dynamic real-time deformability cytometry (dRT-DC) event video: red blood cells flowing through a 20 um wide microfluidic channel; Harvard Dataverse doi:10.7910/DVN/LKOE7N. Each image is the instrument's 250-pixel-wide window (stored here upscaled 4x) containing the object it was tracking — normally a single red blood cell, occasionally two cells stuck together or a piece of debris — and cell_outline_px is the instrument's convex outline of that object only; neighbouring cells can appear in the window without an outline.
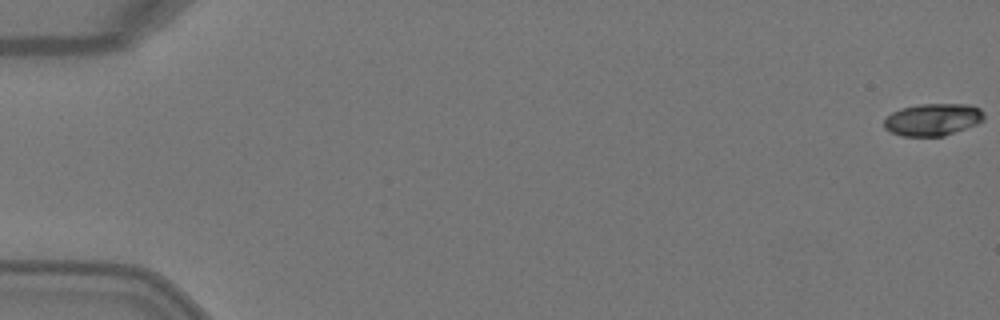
{"species": "Egyptian fruit bat (a non-hibernating species)", "species_latin": "Rousettus aegyptiacus", "temperature_condition": "warm", "stored_images_in_passage": 5, "camera_frame_rate_fps": 3000, "um_per_image_px": 0.085, "animal": {"sex": "female"}, "frame": {"image": 1, "passage_image": 1, "time_ms": 0.0, "image_size_px": [1000, 320], "cell_outline_px": [[984, 120], [976, 124], [944, 136], [904, 136], [892, 132], [884, 128], [884, 120], [892, 112], [900, 108], [920, 104], [968, 104], [980, 108], [984, 116]], "centroid_in_image_um": [79.28, 10.15], "position_along_channel_um": 5.7, "area_um2": 18.67}}
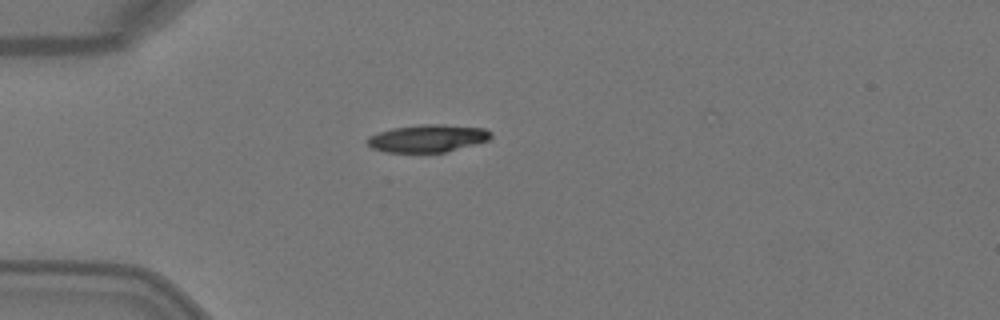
{"frame": {"image": 2, "passage_image": 5, "time_ms": 1.333, "image_size_px": [1000, 320], "cell_outline_px": [[492, 136], [488, 140], [444, 152], [384, 152], [372, 148], [364, 140], [368, 136], [392, 128], [420, 124], [444, 124], [484, 128], [492, 132]], "centroid_in_image_um": [36.32, 11.75], "position_along_channel_um": 48.7, "area_um2": 19.83}}